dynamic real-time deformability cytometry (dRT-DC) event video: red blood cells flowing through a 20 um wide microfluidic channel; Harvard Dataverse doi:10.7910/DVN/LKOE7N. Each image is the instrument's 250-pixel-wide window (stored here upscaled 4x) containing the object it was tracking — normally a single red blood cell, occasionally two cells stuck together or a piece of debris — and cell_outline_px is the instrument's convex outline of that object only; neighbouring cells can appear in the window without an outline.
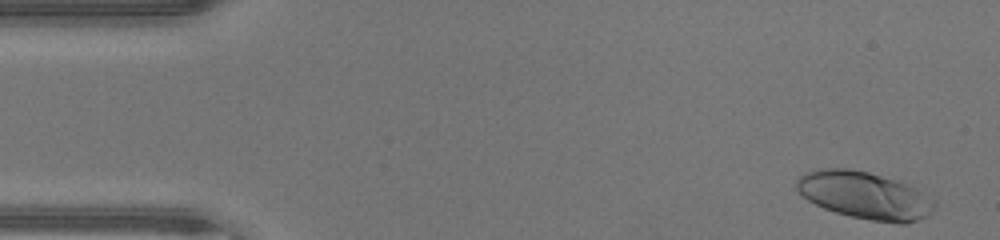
{"species": "human", "species_latin": "Homo sapiens", "temperature_condition": "warm", "stored_images_in_passage": 44, "camera_frame_rate_fps": 3000, "um_per_image_px": 0.085, "donor": {"sex": "male"}, "frame": {"image": 1, "passage_image": 1, "time_ms": 0.0, "image_size_px": [1000, 240], "cell_outline_px": [[936, 204], [928, 216], [920, 220], [904, 224], [900, 224], [872, 220], [852, 216], [836, 212], [824, 208], [808, 200], [796, 188], [796, 180], [800, 176], [808, 172], [820, 168], [848, 168], [868, 172], [916, 188], [936, 200]], "centroid_in_image_um": [73.52, 16.62], "position_along_channel_um": 11.5, "area_um2": 37.69}}
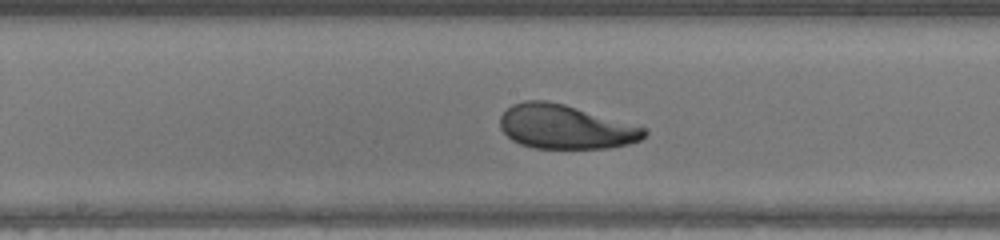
{"frame": {"image": 2, "passage_image": 22, "time_ms": 7.0, "image_size_px": [1000, 240], "cell_outline_px": [[648, 132], [640, 140], [628, 144], [608, 148], [532, 148], [520, 144], [512, 140], [500, 128], [500, 116], [512, 104], [524, 100], [548, 100], [564, 104], [648, 128]], "centroid_in_image_um": [48.06, 10.78], "position_along_channel_um": 200.1, "area_um2": 37.11}}
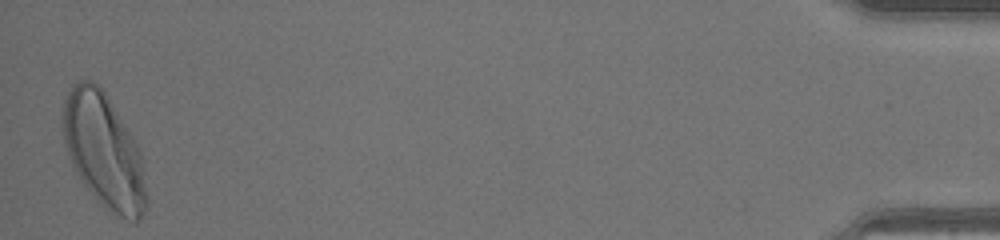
{"frame": {"image": 3, "passage_image": 44, "time_ms": 14.333, "image_size_px": [1000, 240], "cell_outline_px": [[148, 208], [140, 220], [136, 220], [120, 216], [104, 208], [100, 204], [80, 180], [68, 156], [64, 140], [64, 100], [72, 84], [80, 80], [92, 80], [104, 92], [136, 140], [140, 152], [148, 196]], "centroid_in_image_um": [8.85, 12.86], "position_along_channel_um": 426.3, "area_um2": 55.43}, "authors_computed_cell_mechanics": {"area_um2": 37.4255, "velocity_mm_per_s": 4.481, "shape_relaxation_time_tau1_ms": 2.0385, "shape_relaxation_time_tau2_ms": 3.4572, "deformation_change_tau1": 0.1503, "deformation_change_tau2": 0.1229}}